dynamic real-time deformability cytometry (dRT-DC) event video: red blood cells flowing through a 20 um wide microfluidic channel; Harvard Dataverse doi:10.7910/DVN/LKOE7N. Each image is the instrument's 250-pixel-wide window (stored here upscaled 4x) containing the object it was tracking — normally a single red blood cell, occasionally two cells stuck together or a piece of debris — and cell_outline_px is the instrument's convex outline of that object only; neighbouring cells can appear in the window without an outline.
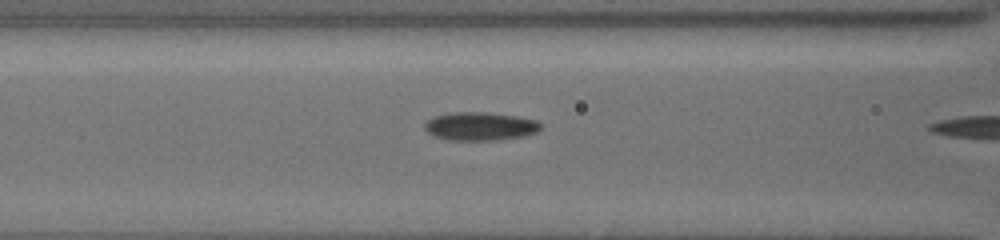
{"species": "common noctule bat (a hibernating species)", "species_latin": "Nyctalus noctula", "temperature_condition": "cold", "stored_images_in_passage": 7, "camera_frame_rate_fps": 3000, "um_per_image_px": 0.085, "animal": {"sex": "female", "body_mass_g": 19.5, "forearm_length_mm": 54.1}, "frame": {"image": 1, "passage_image": 5, "time_ms": 1.333, "image_size_px": [1000, 240], "cell_outline_px": [[544, 124], [536, 132], [524, 136], [496, 140], [448, 140], [436, 136], [428, 132], [424, 128], [424, 124], [432, 116], [448, 112], [488, 112], [516, 116], [536, 120]], "centroid_in_image_um": [40.81, 10.72], "position_along_channel_um": 125.8, "area_um2": 19.31}}